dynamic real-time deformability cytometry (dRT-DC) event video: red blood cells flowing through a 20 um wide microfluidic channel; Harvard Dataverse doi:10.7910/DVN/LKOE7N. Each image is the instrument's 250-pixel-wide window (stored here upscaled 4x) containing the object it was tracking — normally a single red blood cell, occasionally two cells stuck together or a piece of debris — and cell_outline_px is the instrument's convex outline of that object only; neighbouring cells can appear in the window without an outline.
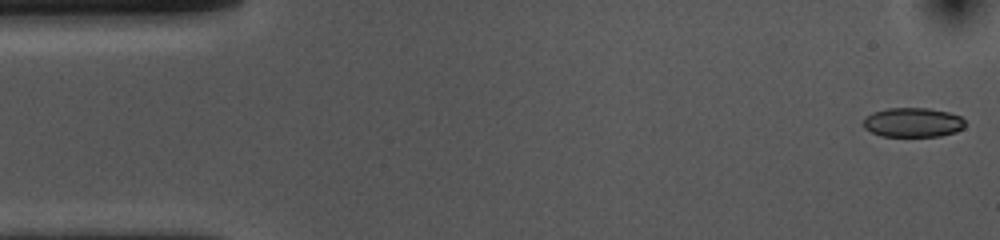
{"species": "common noctule bat (a hibernating species)", "species_latin": "Nyctalus noctula", "temperature_condition": "cold", "stored_images_in_passage": 53, "camera_frame_rate_fps": 3000, "um_per_image_px": 0.085, "animal": {"sex": "female", "body_mass_g": 10.0, "forearm_length_mm": 53.1}, "frame": {"image": 1, "passage_image": 1, "time_ms": 0.0, "image_size_px": [1000, 240], "cell_outline_px": [[964, 128], [956, 132], [940, 136], [880, 136], [864, 128], [864, 116], [872, 112], [888, 108], [928, 108], [948, 112], [960, 116], [964, 120]], "centroid_in_image_um": [77.58, 10.4], "position_along_channel_um": 7.4, "area_um2": 17.51}}
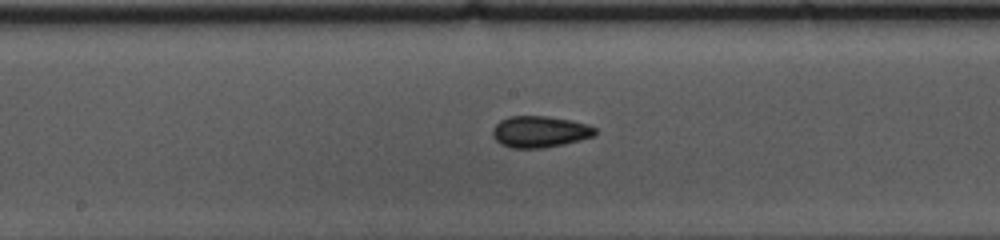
{"frame": {"image": 2, "passage_image": 26, "time_ms": 8.333, "image_size_px": [1000, 240], "cell_outline_px": [[596, 136], [564, 144], [544, 148], [512, 148], [500, 144], [492, 136], [492, 128], [500, 120], [508, 116], [548, 116], [572, 120], [588, 124], [596, 128]], "centroid_in_image_um": [45.89, 11.19], "position_along_channel_um": 202.3, "area_um2": 19.07}}
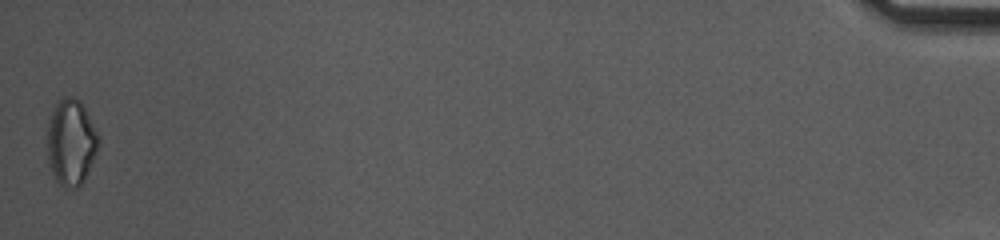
{"frame": {"image": 3, "passage_image": 53, "time_ms": 17.333, "image_size_px": [1000, 240], "cell_outline_px": [[100, 144], [88, 172], [84, 180], [76, 188], [64, 188], [56, 180], [52, 172], [48, 160], [48, 116], [56, 104], [64, 96], [72, 96], [80, 100], [100, 136]], "centroid_in_image_um": [6.05, 12.08], "position_along_channel_um": 429.1, "area_um2": 25.84}, "authors_computed_cell_mechanics": {"area_um2": 18.2648, "velocity_mm_per_s": 3.6589, "shape_relaxation_time_tau1_ms": null, "shape_relaxation_time_tau2_ms": 5.3515, "deformation_change_tau1": null, "deformation_change_tau2": 0.0993}}